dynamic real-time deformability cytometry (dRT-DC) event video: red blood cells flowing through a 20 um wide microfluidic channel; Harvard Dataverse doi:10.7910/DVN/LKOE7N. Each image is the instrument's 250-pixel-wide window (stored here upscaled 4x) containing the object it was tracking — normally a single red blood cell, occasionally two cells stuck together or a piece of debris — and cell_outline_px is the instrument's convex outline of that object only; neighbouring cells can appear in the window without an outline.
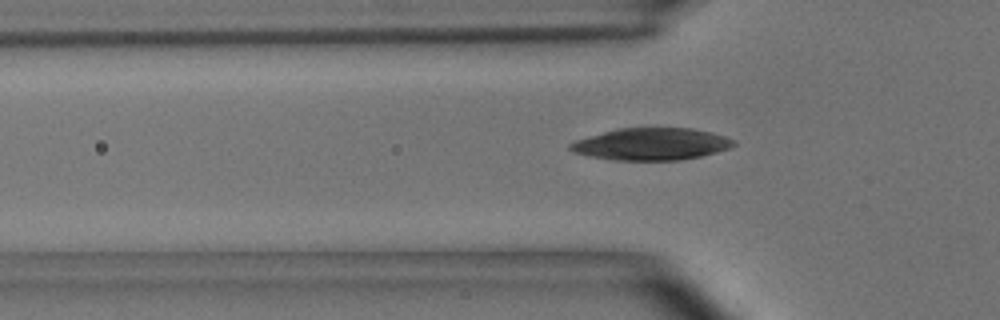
{"species": "common noctule bat (a hibernating species)", "species_latin": "Nyctalus noctula", "temperature_condition": "room temperature", "stored_images_in_passage": 41, "camera_frame_rate_fps": 3000, "um_per_image_px": 0.085, "animal": {"sex": "male", "body_mass_g": 15.6}, "frame": {"image": 1, "passage_image": 9, "time_ms": 2.667, "image_size_px": [1000, 320], "cell_outline_px": [[736, 144], [728, 148], [716, 152], [700, 156], [680, 160], [612, 160], [572, 152], [568, 148], [568, 144], [576, 140], [616, 128], [692, 128], [712, 132], [724, 136], [732, 140]], "centroid_in_image_um": [55.34, 12.24], "position_along_channel_um": 70.5, "area_um2": 30.4}}
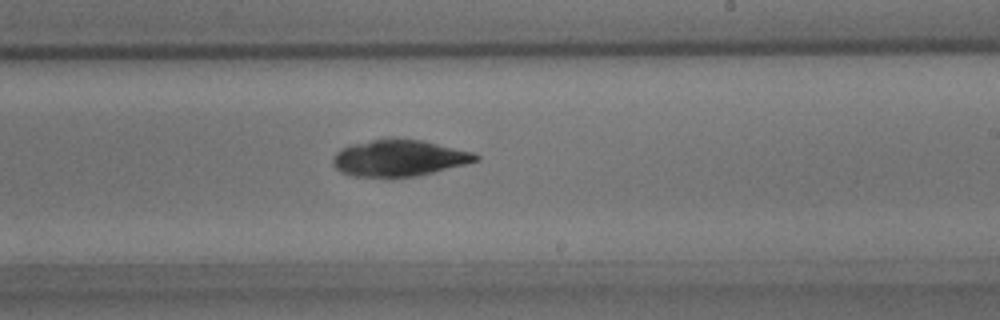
{"frame": {"image": 2, "passage_image": 24, "time_ms": 7.667, "image_size_px": [1000, 320], "cell_outline_px": [[480, 160], [416, 176], [352, 176], [336, 168], [332, 164], [332, 156], [340, 148], [352, 144], [392, 136], [424, 140], [472, 152], [480, 156]], "centroid_in_image_um": [33.9, 13.39], "position_along_channel_um": 255.1, "area_um2": 30.4}}
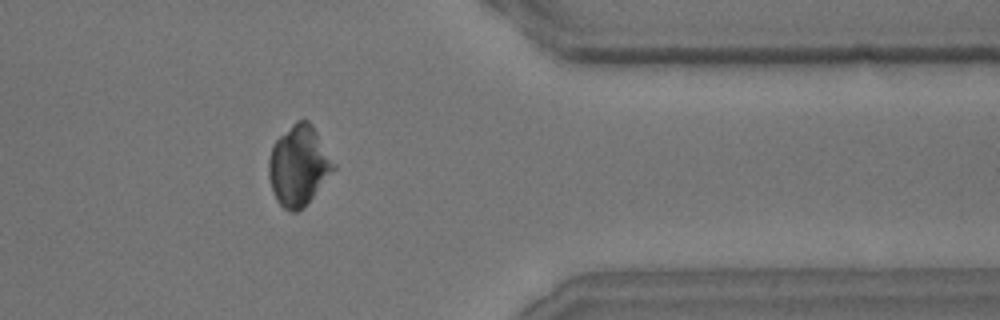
{"frame": {"image": 3, "passage_image": 36, "time_ms": 11.667, "image_size_px": [1000, 320], "cell_outline_px": [[336, 168], [312, 196], [296, 212], [292, 212], [284, 208], [276, 200], [268, 176], [268, 160], [272, 148], [276, 140], [296, 120], [308, 120], [312, 124], [336, 164]], "centroid_in_image_um": [25.38, 14.05], "position_along_channel_um": 386.0, "area_um2": 29.77}}